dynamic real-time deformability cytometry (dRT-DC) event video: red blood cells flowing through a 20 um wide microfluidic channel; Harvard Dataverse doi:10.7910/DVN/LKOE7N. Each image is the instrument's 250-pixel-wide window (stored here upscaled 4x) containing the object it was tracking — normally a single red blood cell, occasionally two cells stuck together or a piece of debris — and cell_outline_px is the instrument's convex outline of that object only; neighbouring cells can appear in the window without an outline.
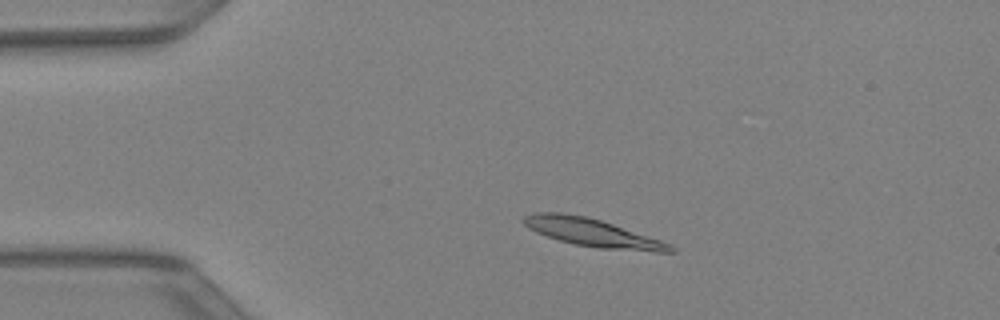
{"species": "Egyptian fruit bat (a non-hibernating species)", "species_latin": "Rousettus aegyptiacus", "temperature_condition": "warm", "stored_images_in_passage": 41, "camera_frame_rate_fps": 3000, "um_per_image_px": 0.085, "animal": {"sex": "female"}, "frame": {"image": 1, "passage_image": 7, "time_ms": 2.0, "image_size_px": [1000, 320], "cell_outline_px": [[676, 252], [656, 252], [600, 248], [576, 244], [560, 240], [536, 232], [528, 228], [520, 220], [524, 216], [532, 212], [560, 212], [588, 216], [660, 240], [676, 248]], "centroid_in_image_um": [50.31, 19.76], "position_along_channel_um": 34.7, "area_um2": 23.7}}
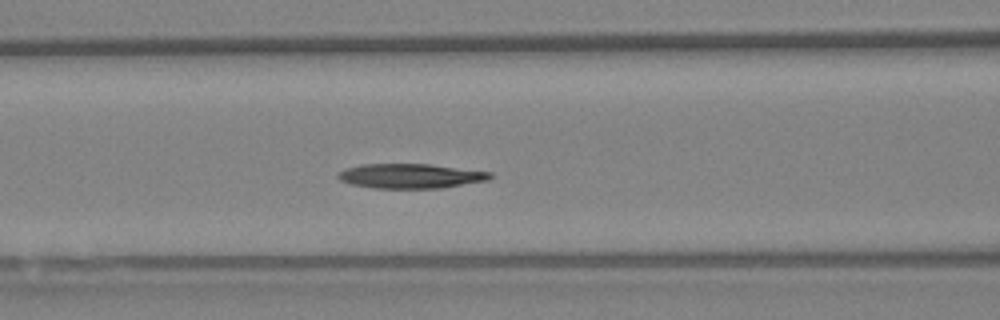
{"frame": {"image": 2, "passage_image": 16, "time_ms": 5.0, "image_size_px": [1000, 320], "cell_outline_px": [[496, 176], [488, 180], [440, 188], [372, 188], [352, 184], [340, 180], [336, 176], [336, 172], [344, 168], [360, 164], [428, 164], [492, 172]], "centroid_in_image_um": [34.87, 14.95], "position_along_channel_um": 131.7, "area_um2": 21.96}}
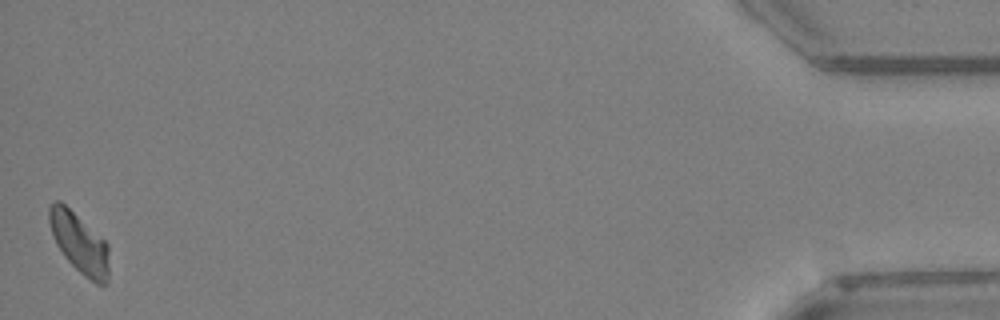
{"frame": {"image": 3, "passage_image": 41, "time_ms": 13.333, "image_size_px": [1000, 320], "cell_outline_px": [[108, 284], [96, 284], [84, 276], [64, 256], [56, 244], [48, 220], [48, 208], [56, 200], [60, 200], [104, 240], [108, 244]], "centroid_in_image_um": [6.74, 20.67], "position_along_channel_um": 428.5, "area_um2": 20.69}}